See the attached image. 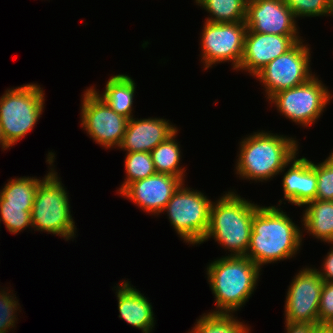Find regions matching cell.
I'll list each match as a JSON object with an SVG mask.
<instances>
[{"mask_svg":"<svg viewBox=\"0 0 333 333\" xmlns=\"http://www.w3.org/2000/svg\"><path fill=\"white\" fill-rule=\"evenodd\" d=\"M281 209L278 205H264L254 213L246 257L261 269L264 265L296 257L304 243L302 227Z\"/></svg>","mask_w":333,"mask_h":333,"instance_id":"1","label":"cell"},{"mask_svg":"<svg viewBox=\"0 0 333 333\" xmlns=\"http://www.w3.org/2000/svg\"><path fill=\"white\" fill-rule=\"evenodd\" d=\"M296 137L258 130L239 143L234 171L239 179L267 182L275 178L284 166L299 153ZM299 143V144H298Z\"/></svg>","mask_w":333,"mask_h":333,"instance_id":"2","label":"cell"},{"mask_svg":"<svg viewBox=\"0 0 333 333\" xmlns=\"http://www.w3.org/2000/svg\"><path fill=\"white\" fill-rule=\"evenodd\" d=\"M215 309L209 313L234 314L249 301L260 281L262 269L246 256H221L206 266Z\"/></svg>","mask_w":333,"mask_h":333,"instance_id":"3","label":"cell"},{"mask_svg":"<svg viewBox=\"0 0 333 333\" xmlns=\"http://www.w3.org/2000/svg\"><path fill=\"white\" fill-rule=\"evenodd\" d=\"M222 194L212 201L209 227L200 244L214 239L225 251L228 250V256H246L252 233V219L260 205L245 199L232 189Z\"/></svg>","mask_w":333,"mask_h":333,"instance_id":"4","label":"cell"},{"mask_svg":"<svg viewBox=\"0 0 333 333\" xmlns=\"http://www.w3.org/2000/svg\"><path fill=\"white\" fill-rule=\"evenodd\" d=\"M55 168L40 182L31 211L34 231L60 236L69 241L77 236V226L71 214L69 191Z\"/></svg>","mask_w":333,"mask_h":333,"instance_id":"5","label":"cell"},{"mask_svg":"<svg viewBox=\"0 0 333 333\" xmlns=\"http://www.w3.org/2000/svg\"><path fill=\"white\" fill-rule=\"evenodd\" d=\"M45 92L38 83L8 88L0 97V129L10 147L34 129L43 114Z\"/></svg>","mask_w":333,"mask_h":333,"instance_id":"6","label":"cell"},{"mask_svg":"<svg viewBox=\"0 0 333 333\" xmlns=\"http://www.w3.org/2000/svg\"><path fill=\"white\" fill-rule=\"evenodd\" d=\"M212 200L202 191L185 186L183 182L173 194L162 213L187 245L199 246L209 227Z\"/></svg>","mask_w":333,"mask_h":333,"instance_id":"7","label":"cell"},{"mask_svg":"<svg viewBox=\"0 0 333 333\" xmlns=\"http://www.w3.org/2000/svg\"><path fill=\"white\" fill-rule=\"evenodd\" d=\"M332 93L319 79V75H315L300 86L277 92L267 102L277 109L280 116L306 128L315 124L323 115L333 98Z\"/></svg>","mask_w":333,"mask_h":333,"instance_id":"8","label":"cell"},{"mask_svg":"<svg viewBox=\"0 0 333 333\" xmlns=\"http://www.w3.org/2000/svg\"><path fill=\"white\" fill-rule=\"evenodd\" d=\"M303 40L272 60L253 77L263 86L266 101L277 92L300 86L317 75L311 69V47Z\"/></svg>","mask_w":333,"mask_h":333,"instance_id":"9","label":"cell"},{"mask_svg":"<svg viewBox=\"0 0 333 333\" xmlns=\"http://www.w3.org/2000/svg\"><path fill=\"white\" fill-rule=\"evenodd\" d=\"M247 31L245 22L212 23L204 21L200 34V55L203 69L221 63H231L232 70L239 68L243 57Z\"/></svg>","mask_w":333,"mask_h":333,"instance_id":"10","label":"cell"},{"mask_svg":"<svg viewBox=\"0 0 333 333\" xmlns=\"http://www.w3.org/2000/svg\"><path fill=\"white\" fill-rule=\"evenodd\" d=\"M82 93L81 128L103 149H118L129 119L112 110L90 86Z\"/></svg>","mask_w":333,"mask_h":333,"instance_id":"11","label":"cell"},{"mask_svg":"<svg viewBox=\"0 0 333 333\" xmlns=\"http://www.w3.org/2000/svg\"><path fill=\"white\" fill-rule=\"evenodd\" d=\"M298 270L287 289L284 320L319 325V301L324 280L314 268Z\"/></svg>","mask_w":333,"mask_h":333,"instance_id":"12","label":"cell"},{"mask_svg":"<svg viewBox=\"0 0 333 333\" xmlns=\"http://www.w3.org/2000/svg\"><path fill=\"white\" fill-rule=\"evenodd\" d=\"M283 0H247L245 23L251 32L300 36V28Z\"/></svg>","mask_w":333,"mask_h":333,"instance_id":"13","label":"cell"},{"mask_svg":"<svg viewBox=\"0 0 333 333\" xmlns=\"http://www.w3.org/2000/svg\"><path fill=\"white\" fill-rule=\"evenodd\" d=\"M184 181L170 174L155 173L128 184L118 195L149 215L160 217L167 202Z\"/></svg>","mask_w":333,"mask_h":333,"instance_id":"14","label":"cell"},{"mask_svg":"<svg viewBox=\"0 0 333 333\" xmlns=\"http://www.w3.org/2000/svg\"><path fill=\"white\" fill-rule=\"evenodd\" d=\"M302 36H282L251 32L247 29L243 57L236 72L254 77L264 66L290 50Z\"/></svg>","mask_w":333,"mask_h":333,"instance_id":"15","label":"cell"},{"mask_svg":"<svg viewBox=\"0 0 333 333\" xmlns=\"http://www.w3.org/2000/svg\"><path fill=\"white\" fill-rule=\"evenodd\" d=\"M298 157L299 153L279 173V175H284L281 177L283 198L278 201V206L286 201L291 205L302 207L316 198V162L304 156Z\"/></svg>","mask_w":333,"mask_h":333,"instance_id":"16","label":"cell"},{"mask_svg":"<svg viewBox=\"0 0 333 333\" xmlns=\"http://www.w3.org/2000/svg\"><path fill=\"white\" fill-rule=\"evenodd\" d=\"M178 127L168 119L158 117L131 118L118 149L124 152H151L172 136Z\"/></svg>","mask_w":333,"mask_h":333,"instance_id":"17","label":"cell"},{"mask_svg":"<svg viewBox=\"0 0 333 333\" xmlns=\"http://www.w3.org/2000/svg\"><path fill=\"white\" fill-rule=\"evenodd\" d=\"M122 280L112 288L116 291L118 317L142 333H152L156 319L149 298L133 286L129 279Z\"/></svg>","mask_w":333,"mask_h":333,"instance_id":"18","label":"cell"},{"mask_svg":"<svg viewBox=\"0 0 333 333\" xmlns=\"http://www.w3.org/2000/svg\"><path fill=\"white\" fill-rule=\"evenodd\" d=\"M55 151H49L46 158L49 170L44 177L21 176L7 180L0 189V206L33 207L40 182L55 168Z\"/></svg>","mask_w":333,"mask_h":333,"instance_id":"19","label":"cell"},{"mask_svg":"<svg viewBox=\"0 0 333 333\" xmlns=\"http://www.w3.org/2000/svg\"><path fill=\"white\" fill-rule=\"evenodd\" d=\"M90 87L117 114L128 119L135 117V115H133V103L136 92V83L129 75L116 74L109 77L102 93H100L95 85Z\"/></svg>","mask_w":333,"mask_h":333,"instance_id":"20","label":"cell"},{"mask_svg":"<svg viewBox=\"0 0 333 333\" xmlns=\"http://www.w3.org/2000/svg\"><path fill=\"white\" fill-rule=\"evenodd\" d=\"M302 208V232L325 244L333 243V201L313 200Z\"/></svg>","mask_w":333,"mask_h":333,"instance_id":"21","label":"cell"},{"mask_svg":"<svg viewBox=\"0 0 333 333\" xmlns=\"http://www.w3.org/2000/svg\"><path fill=\"white\" fill-rule=\"evenodd\" d=\"M179 129L164 142L158 144L150 153L156 173L170 174L185 182L186 168L182 164V149L177 141ZM184 166V167H183Z\"/></svg>","mask_w":333,"mask_h":333,"instance_id":"22","label":"cell"},{"mask_svg":"<svg viewBox=\"0 0 333 333\" xmlns=\"http://www.w3.org/2000/svg\"><path fill=\"white\" fill-rule=\"evenodd\" d=\"M209 13L205 21L212 23L245 22L247 0H194Z\"/></svg>","mask_w":333,"mask_h":333,"instance_id":"23","label":"cell"},{"mask_svg":"<svg viewBox=\"0 0 333 333\" xmlns=\"http://www.w3.org/2000/svg\"><path fill=\"white\" fill-rule=\"evenodd\" d=\"M188 333H251V327L234 314L207 311L196 319Z\"/></svg>","mask_w":333,"mask_h":333,"instance_id":"24","label":"cell"},{"mask_svg":"<svg viewBox=\"0 0 333 333\" xmlns=\"http://www.w3.org/2000/svg\"><path fill=\"white\" fill-rule=\"evenodd\" d=\"M125 155L126 177L116 190V194H119L128 184L145 179L156 173L150 152H126Z\"/></svg>","mask_w":333,"mask_h":333,"instance_id":"25","label":"cell"},{"mask_svg":"<svg viewBox=\"0 0 333 333\" xmlns=\"http://www.w3.org/2000/svg\"><path fill=\"white\" fill-rule=\"evenodd\" d=\"M31 211L32 207L0 206V223L3 222L7 231L14 235L27 228L33 230Z\"/></svg>","mask_w":333,"mask_h":333,"instance_id":"26","label":"cell"},{"mask_svg":"<svg viewBox=\"0 0 333 333\" xmlns=\"http://www.w3.org/2000/svg\"><path fill=\"white\" fill-rule=\"evenodd\" d=\"M13 292L9 287L0 288V333H8L18 324L21 305Z\"/></svg>","mask_w":333,"mask_h":333,"instance_id":"27","label":"cell"},{"mask_svg":"<svg viewBox=\"0 0 333 333\" xmlns=\"http://www.w3.org/2000/svg\"><path fill=\"white\" fill-rule=\"evenodd\" d=\"M297 21L305 17H333V9L325 0H283Z\"/></svg>","mask_w":333,"mask_h":333,"instance_id":"28","label":"cell"},{"mask_svg":"<svg viewBox=\"0 0 333 333\" xmlns=\"http://www.w3.org/2000/svg\"><path fill=\"white\" fill-rule=\"evenodd\" d=\"M317 193L315 200L333 201V150L322 162H316Z\"/></svg>","mask_w":333,"mask_h":333,"instance_id":"29","label":"cell"},{"mask_svg":"<svg viewBox=\"0 0 333 333\" xmlns=\"http://www.w3.org/2000/svg\"><path fill=\"white\" fill-rule=\"evenodd\" d=\"M319 324L333 325V282H324L319 301Z\"/></svg>","mask_w":333,"mask_h":333,"instance_id":"30","label":"cell"},{"mask_svg":"<svg viewBox=\"0 0 333 333\" xmlns=\"http://www.w3.org/2000/svg\"><path fill=\"white\" fill-rule=\"evenodd\" d=\"M330 245L331 247L329 252H327L322 264L320 265L321 268H315L324 282H333V243H330Z\"/></svg>","mask_w":333,"mask_h":333,"instance_id":"31","label":"cell"},{"mask_svg":"<svg viewBox=\"0 0 333 333\" xmlns=\"http://www.w3.org/2000/svg\"><path fill=\"white\" fill-rule=\"evenodd\" d=\"M286 333H313L317 324L310 323H292L284 321Z\"/></svg>","mask_w":333,"mask_h":333,"instance_id":"32","label":"cell"},{"mask_svg":"<svg viewBox=\"0 0 333 333\" xmlns=\"http://www.w3.org/2000/svg\"><path fill=\"white\" fill-rule=\"evenodd\" d=\"M313 333H333V325L319 324L315 327Z\"/></svg>","mask_w":333,"mask_h":333,"instance_id":"33","label":"cell"},{"mask_svg":"<svg viewBox=\"0 0 333 333\" xmlns=\"http://www.w3.org/2000/svg\"><path fill=\"white\" fill-rule=\"evenodd\" d=\"M0 147L2 149V151L8 150V148L10 149L11 147L8 145V143L6 142V140L4 139L2 130L0 129Z\"/></svg>","mask_w":333,"mask_h":333,"instance_id":"34","label":"cell"},{"mask_svg":"<svg viewBox=\"0 0 333 333\" xmlns=\"http://www.w3.org/2000/svg\"><path fill=\"white\" fill-rule=\"evenodd\" d=\"M325 1L333 9V0H325Z\"/></svg>","mask_w":333,"mask_h":333,"instance_id":"35","label":"cell"}]
</instances>
